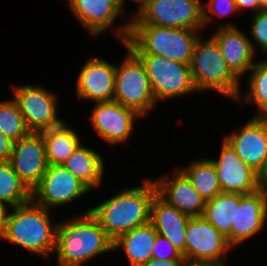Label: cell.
<instances>
[{
  "label": "cell",
  "instance_id": "25",
  "mask_svg": "<svg viewBox=\"0 0 267 266\" xmlns=\"http://www.w3.org/2000/svg\"><path fill=\"white\" fill-rule=\"evenodd\" d=\"M179 170L187 177L205 201L222 192L216 167L211 159L194 161L190 163L188 168Z\"/></svg>",
  "mask_w": 267,
  "mask_h": 266
},
{
  "label": "cell",
  "instance_id": "1",
  "mask_svg": "<svg viewBox=\"0 0 267 266\" xmlns=\"http://www.w3.org/2000/svg\"><path fill=\"white\" fill-rule=\"evenodd\" d=\"M198 30L155 25L119 27L117 34L124 47L135 55H156L190 64Z\"/></svg>",
  "mask_w": 267,
  "mask_h": 266
},
{
  "label": "cell",
  "instance_id": "16",
  "mask_svg": "<svg viewBox=\"0 0 267 266\" xmlns=\"http://www.w3.org/2000/svg\"><path fill=\"white\" fill-rule=\"evenodd\" d=\"M235 149L239 158L255 171L267 158V121L251 118L239 131L224 137Z\"/></svg>",
  "mask_w": 267,
  "mask_h": 266
},
{
  "label": "cell",
  "instance_id": "37",
  "mask_svg": "<svg viewBox=\"0 0 267 266\" xmlns=\"http://www.w3.org/2000/svg\"><path fill=\"white\" fill-rule=\"evenodd\" d=\"M235 3L238 11L249 8L255 10L257 13L263 9L258 0H235Z\"/></svg>",
  "mask_w": 267,
  "mask_h": 266
},
{
  "label": "cell",
  "instance_id": "34",
  "mask_svg": "<svg viewBox=\"0 0 267 266\" xmlns=\"http://www.w3.org/2000/svg\"><path fill=\"white\" fill-rule=\"evenodd\" d=\"M14 141L0 131V161H9Z\"/></svg>",
  "mask_w": 267,
  "mask_h": 266
},
{
  "label": "cell",
  "instance_id": "22",
  "mask_svg": "<svg viewBox=\"0 0 267 266\" xmlns=\"http://www.w3.org/2000/svg\"><path fill=\"white\" fill-rule=\"evenodd\" d=\"M157 231L151 222L119 235L113 241V249L125 251L130 266H142L153 258Z\"/></svg>",
  "mask_w": 267,
  "mask_h": 266
},
{
  "label": "cell",
  "instance_id": "6",
  "mask_svg": "<svg viewBox=\"0 0 267 266\" xmlns=\"http://www.w3.org/2000/svg\"><path fill=\"white\" fill-rule=\"evenodd\" d=\"M127 56L120 66L115 65V91L113 101L146 116L157 103L149 78L141 60L127 48Z\"/></svg>",
  "mask_w": 267,
  "mask_h": 266
},
{
  "label": "cell",
  "instance_id": "10",
  "mask_svg": "<svg viewBox=\"0 0 267 266\" xmlns=\"http://www.w3.org/2000/svg\"><path fill=\"white\" fill-rule=\"evenodd\" d=\"M233 248L202 216L190 217L186 230V262L223 263V254Z\"/></svg>",
  "mask_w": 267,
  "mask_h": 266
},
{
  "label": "cell",
  "instance_id": "28",
  "mask_svg": "<svg viewBox=\"0 0 267 266\" xmlns=\"http://www.w3.org/2000/svg\"><path fill=\"white\" fill-rule=\"evenodd\" d=\"M248 91L244 93L245 98L239 94L236 101L239 103L244 100L254 102L260 112L267 105V59L255 63L252 67Z\"/></svg>",
  "mask_w": 267,
  "mask_h": 266
},
{
  "label": "cell",
  "instance_id": "17",
  "mask_svg": "<svg viewBox=\"0 0 267 266\" xmlns=\"http://www.w3.org/2000/svg\"><path fill=\"white\" fill-rule=\"evenodd\" d=\"M267 220V195L261 191L241 194L240 205L236 206L235 226L231 227V246L235 247L246 239L260 233Z\"/></svg>",
  "mask_w": 267,
  "mask_h": 266
},
{
  "label": "cell",
  "instance_id": "29",
  "mask_svg": "<svg viewBox=\"0 0 267 266\" xmlns=\"http://www.w3.org/2000/svg\"><path fill=\"white\" fill-rule=\"evenodd\" d=\"M80 139L74 130L52 138L45 145L48 165H60L80 146Z\"/></svg>",
  "mask_w": 267,
  "mask_h": 266
},
{
  "label": "cell",
  "instance_id": "33",
  "mask_svg": "<svg viewBox=\"0 0 267 266\" xmlns=\"http://www.w3.org/2000/svg\"><path fill=\"white\" fill-rule=\"evenodd\" d=\"M153 258L160 260H185L177 249L163 236L157 235L153 247Z\"/></svg>",
  "mask_w": 267,
  "mask_h": 266
},
{
  "label": "cell",
  "instance_id": "19",
  "mask_svg": "<svg viewBox=\"0 0 267 266\" xmlns=\"http://www.w3.org/2000/svg\"><path fill=\"white\" fill-rule=\"evenodd\" d=\"M170 174L154 181L157 194L171 206L189 217L202 216L205 200L195 190L187 177L178 169L170 179Z\"/></svg>",
  "mask_w": 267,
  "mask_h": 266
},
{
  "label": "cell",
  "instance_id": "11",
  "mask_svg": "<svg viewBox=\"0 0 267 266\" xmlns=\"http://www.w3.org/2000/svg\"><path fill=\"white\" fill-rule=\"evenodd\" d=\"M136 117H140L137 112L118 102H95L90 121L103 140L118 144L126 142L131 136Z\"/></svg>",
  "mask_w": 267,
  "mask_h": 266
},
{
  "label": "cell",
  "instance_id": "38",
  "mask_svg": "<svg viewBox=\"0 0 267 266\" xmlns=\"http://www.w3.org/2000/svg\"><path fill=\"white\" fill-rule=\"evenodd\" d=\"M133 1H135L136 3H139L140 4V6L138 7V10L136 12V14L133 15V18L132 19H135L148 6L150 0H133ZM124 2H125V0H121V9H122V7H124L123 6V4H125Z\"/></svg>",
  "mask_w": 267,
  "mask_h": 266
},
{
  "label": "cell",
  "instance_id": "27",
  "mask_svg": "<svg viewBox=\"0 0 267 266\" xmlns=\"http://www.w3.org/2000/svg\"><path fill=\"white\" fill-rule=\"evenodd\" d=\"M0 131L14 142L30 133L14 99L0 102Z\"/></svg>",
  "mask_w": 267,
  "mask_h": 266
},
{
  "label": "cell",
  "instance_id": "36",
  "mask_svg": "<svg viewBox=\"0 0 267 266\" xmlns=\"http://www.w3.org/2000/svg\"><path fill=\"white\" fill-rule=\"evenodd\" d=\"M186 260H160V259H150L148 262L142 266H186Z\"/></svg>",
  "mask_w": 267,
  "mask_h": 266
},
{
  "label": "cell",
  "instance_id": "3",
  "mask_svg": "<svg viewBox=\"0 0 267 266\" xmlns=\"http://www.w3.org/2000/svg\"><path fill=\"white\" fill-rule=\"evenodd\" d=\"M110 250H113V240L89 210L57 225L55 251L58 266H81Z\"/></svg>",
  "mask_w": 267,
  "mask_h": 266
},
{
  "label": "cell",
  "instance_id": "12",
  "mask_svg": "<svg viewBox=\"0 0 267 266\" xmlns=\"http://www.w3.org/2000/svg\"><path fill=\"white\" fill-rule=\"evenodd\" d=\"M77 97L95 102L113 101L115 65L99 57H90L79 71L76 82Z\"/></svg>",
  "mask_w": 267,
  "mask_h": 266
},
{
  "label": "cell",
  "instance_id": "8",
  "mask_svg": "<svg viewBox=\"0 0 267 266\" xmlns=\"http://www.w3.org/2000/svg\"><path fill=\"white\" fill-rule=\"evenodd\" d=\"M130 25L204 29L203 8L194 0H150Z\"/></svg>",
  "mask_w": 267,
  "mask_h": 266
},
{
  "label": "cell",
  "instance_id": "39",
  "mask_svg": "<svg viewBox=\"0 0 267 266\" xmlns=\"http://www.w3.org/2000/svg\"><path fill=\"white\" fill-rule=\"evenodd\" d=\"M7 206H4L1 202H0V231L2 229L3 226V221L7 212Z\"/></svg>",
  "mask_w": 267,
  "mask_h": 266
},
{
  "label": "cell",
  "instance_id": "13",
  "mask_svg": "<svg viewBox=\"0 0 267 266\" xmlns=\"http://www.w3.org/2000/svg\"><path fill=\"white\" fill-rule=\"evenodd\" d=\"M211 161L216 167L222 192L248 194L257 191L256 171L239 158L225 138L219 158Z\"/></svg>",
  "mask_w": 267,
  "mask_h": 266
},
{
  "label": "cell",
  "instance_id": "26",
  "mask_svg": "<svg viewBox=\"0 0 267 266\" xmlns=\"http://www.w3.org/2000/svg\"><path fill=\"white\" fill-rule=\"evenodd\" d=\"M31 200V191L14 172L9 161H0V202L13 207Z\"/></svg>",
  "mask_w": 267,
  "mask_h": 266
},
{
  "label": "cell",
  "instance_id": "4",
  "mask_svg": "<svg viewBox=\"0 0 267 266\" xmlns=\"http://www.w3.org/2000/svg\"><path fill=\"white\" fill-rule=\"evenodd\" d=\"M48 213L32 199L13 207L12 213L6 212L0 238L48 258L55 252L58 225L51 223Z\"/></svg>",
  "mask_w": 267,
  "mask_h": 266
},
{
  "label": "cell",
  "instance_id": "18",
  "mask_svg": "<svg viewBox=\"0 0 267 266\" xmlns=\"http://www.w3.org/2000/svg\"><path fill=\"white\" fill-rule=\"evenodd\" d=\"M14 100L29 131L51 120L57 114L56 95L36 85L14 87Z\"/></svg>",
  "mask_w": 267,
  "mask_h": 266
},
{
  "label": "cell",
  "instance_id": "43",
  "mask_svg": "<svg viewBox=\"0 0 267 266\" xmlns=\"http://www.w3.org/2000/svg\"><path fill=\"white\" fill-rule=\"evenodd\" d=\"M198 5H200L202 8H204L205 6L202 4L201 0H194Z\"/></svg>",
  "mask_w": 267,
  "mask_h": 266
},
{
  "label": "cell",
  "instance_id": "23",
  "mask_svg": "<svg viewBox=\"0 0 267 266\" xmlns=\"http://www.w3.org/2000/svg\"><path fill=\"white\" fill-rule=\"evenodd\" d=\"M241 194L221 192L206 200L202 217L212 224L231 245V227L235 226L236 206L240 205Z\"/></svg>",
  "mask_w": 267,
  "mask_h": 266
},
{
  "label": "cell",
  "instance_id": "42",
  "mask_svg": "<svg viewBox=\"0 0 267 266\" xmlns=\"http://www.w3.org/2000/svg\"><path fill=\"white\" fill-rule=\"evenodd\" d=\"M263 8H267V0H258Z\"/></svg>",
  "mask_w": 267,
  "mask_h": 266
},
{
  "label": "cell",
  "instance_id": "7",
  "mask_svg": "<svg viewBox=\"0 0 267 266\" xmlns=\"http://www.w3.org/2000/svg\"><path fill=\"white\" fill-rule=\"evenodd\" d=\"M145 66L157 102L193 93L196 90L190 64L156 55H136Z\"/></svg>",
  "mask_w": 267,
  "mask_h": 266
},
{
  "label": "cell",
  "instance_id": "31",
  "mask_svg": "<svg viewBox=\"0 0 267 266\" xmlns=\"http://www.w3.org/2000/svg\"><path fill=\"white\" fill-rule=\"evenodd\" d=\"M250 32L252 39H255L263 53L267 54V8L254 14Z\"/></svg>",
  "mask_w": 267,
  "mask_h": 266
},
{
  "label": "cell",
  "instance_id": "41",
  "mask_svg": "<svg viewBox=\"0 0 267 266\" xmlns=\"http://www.w3.org/2000/svg\"><path fill=\"white\" fill-rule=\"evenodd\" d=\"M254 116L267 121V105Z\"/></svg>",
  "mask_w": 267,
  "mask_h": 266
},
{
  "label": "cell",
  "instance_id": "9",
  "mask_svg": "<svg viewBox=\"0 0 267 266\" xmlns=\"http://www.w3.org/2000/svg\"><path fill=\"white\" fill-rule=\"evenodd\" d=\"M91 190L65 167L48 165L40 183L31 191V199L46 209L67 205Z\"/></svg>",
  "mask_w": 267,
  "mask_h": 266
},
{
  "label": "cell",
  "instance_id": "2",
  "mask_svg": "<svg viewBox=\"0 0 267 266\" xmlns=\"http://www.w3.org/2000/svg\"><path fill=\"white\" fill-rule=\"evenodd\" d=\"M156 194L155 182L147 178L141 187L125 188L89 211L114 241L150 222L151 203Z\"/></svg>",
  "mask_w": 267,
  "mask_h": 266
},
{
  "label": "cell",
  "instance_id": "40",
  "mask_svg": "<svg viewBox=\"0 0 267 266\" xmlns=\"http://www.w3.org/2000/svg\"><path fill=\"white\" fill-rule=\"evenodd\" d=\"M186 266H226L225 262L223 263H189Z\"/></svg>",
  "mask_w": 267,
  "mask_h": 266
},
{
  "label": "cell",
  "instance_id": "21",
  "mask_svg": "<svg viewBox=\"0 0 267 266\" xmlns=\"http://www.w3.org/2000/svg\"><path fill=\"white\" fill-rule=\"evenodd\" d=\"M75 17L93 35L109 29L122 12L121 0H68Z\"/></svg>",
  "mask_w": 267,
  "mask_h": 266
},
{
  "label": "cell",
  "instance_id": "5",
  "mask_svg": "<svg viewBox=\"0 0 267 266\" xmlns=\"http://www.w3.org/2000/svg\"><path fill=\"white\" fill-rule=\"evenodd\" d=\"M192 80L197 91L215 90L236 100L239 78L230 70L218 43L211 36L206 41L196 40L190 62Z\"/></svg>",
  "mask_w": 267,
  "mask_h": 266
},
{
  "label": "cell",
  "instance_id": "24",
  "mask_svg": "<svg viewBox=\"0 0 267 266\" xmlns=\"http://www.w3.org/2000/svg\"><path fill=\"white\" fill-rule=\"evenodd\" d=\"M97 151L80 145L62 165L90 190L101 184L104 163Z\"/></svg>",
  "mask_w": 267,
  "mask_h": 266
},
{
  "label": "cell",
  "instance_id": "32",
  "mask_svg": "<svg viewBox=\"0 0 267 266\" xmlns=\"http://www.w3.org/2000/svg\"><path fill=\"white\" fill-rule=\"evenodd\" d=\"M208 10L203 8V25H207L208 23H211L214 21V19L210 16L212 12L213 14L219 16V17H225L230 15V13L237 12V7L235 0H209V3L207 4ZM209 13V14H208Z\"/></svg>",
  "mask_w": 267,
  "mask_h": 266
},
{
  "label": "cell",
  "instance_id": "20",
  "mask_svg": "<svg viewBox=\"0 0 267 266\" xmlns=\"http://www.w3.org/2000/svg\"><path fill=\"white\" fill-rule=\"evenodd\" d=\"M190 217L168 204L158 194L152 200L150 222L186 260V230Z\"/></svg>",
  "mask_w": 267,
  "mask_h": 266
},
{
  "label": "cell",
  "instance_id": "15",
  "mask_svg": "<svg viewBox=\"0 0 267 266\" xmlns=\"http://www.w3.org/2000/svg\"><path fill=\"white\" fill-rule=\"evenodd\" d=\"M212 37L218 43L228 67L238 78L255 65V45L235 25L220 26Z\"/></svg>",
  "mask_w": 267,
  "mask_h": 266
},
{
  "label": "cell",
  "instance_id": "35",
  "mask_svg": "<svg viewBox=\"0 0 267 266\" xmlns=\"http://www.w3.org/2000/svg\"><path fill=\"white\" fill-rule=\"evenodd\" d=\"M257 190L267 195V158L262 162L261 166L256 170Z\"/></svg>",
  "mask_w": 267,
  "mask_h": 266
},
{
  "label": "cell",
  "instance_id": "14",
  "mask_svg": "<svg viewBox=\"0 0 267 266\" xmlns=\"http://www.w3.org/2000/svg\"><path fill=\"white\" fill-rule=\"evenodd\" d=\"M9 163L20 180L32 191L48 169L45 146L30 132L14 142Z\"/></svg>",
  "mask_w": 267,
  "mask_h": 266
},
{
  "label": "cell",
  "instance_id": "30",
  "mask_svg": "<svg viewBox=\"0 0 267 266\" xmlns=\"http://www.w3.org/2000/svg\"><path fill=\"white\" fill-rule=\"evenodd\" d=\"M57 117L58 115L56 114L51 120L39 125L31 131V134L44 146L47 145L52 138L72 130L67 126L66 122Z\"/></svg>",
  "mask_w": 267,
  "mask_h": 266
}]
</instances>
